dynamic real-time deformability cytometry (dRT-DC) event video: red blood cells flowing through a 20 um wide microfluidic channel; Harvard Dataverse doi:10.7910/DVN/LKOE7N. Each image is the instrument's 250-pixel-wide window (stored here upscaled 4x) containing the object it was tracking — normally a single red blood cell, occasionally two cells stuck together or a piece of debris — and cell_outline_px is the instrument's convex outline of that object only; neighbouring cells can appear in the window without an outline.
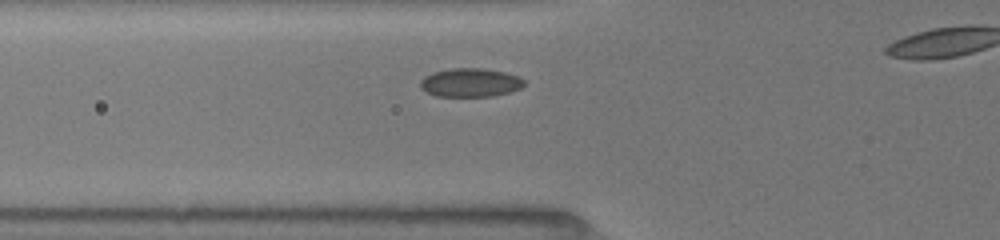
{"species": "common noctule bat (a hibernating species)", "species_latin": "Nyctalus noctula", "temperature_condition": "room temperature", "stored_images_in_passage": 7, "segment_of_instrument_passage": [1, 2], "camera_frame_rate_fps": 3000, "um_per_image_px": 0.085, "animal": {"sex": "female", "body_mass_g": 19.5, "forearm_length_mm": 54.1}, "frame": {"image": 1, "passage_image": 5, "time_ms": 2.0, "image_size_px": [1000, 240], "cell_outline_px": [[524, 84], [520, 88], [508, 92], [492, 96], [436, 96], [420, 88], [420, 80], [424, 76], [432, 72], [452, 68], [484, 68], [504, 72], [520, 76], [524, 80]], "centroid_in_image_um": [39.96, 7.01], "position_along_channel_um": 85.8, "area_um2": 17.34}}